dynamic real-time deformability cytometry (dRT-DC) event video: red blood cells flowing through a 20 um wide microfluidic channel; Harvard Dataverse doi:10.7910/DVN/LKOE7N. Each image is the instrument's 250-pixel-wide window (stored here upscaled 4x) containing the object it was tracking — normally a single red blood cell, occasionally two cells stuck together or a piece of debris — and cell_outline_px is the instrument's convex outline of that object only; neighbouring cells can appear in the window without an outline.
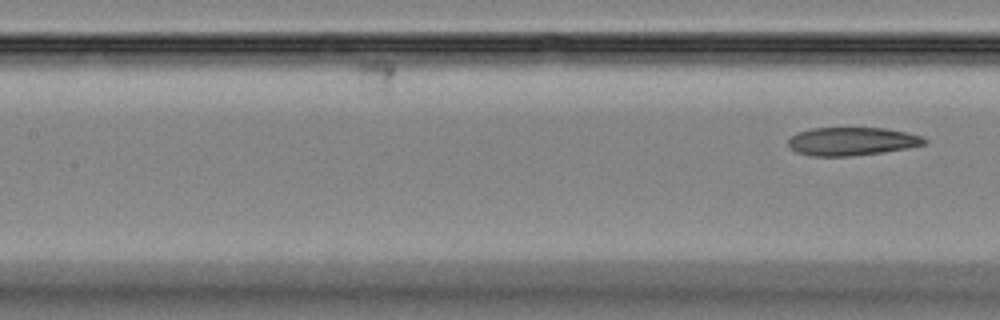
{"species": "Egyptian fruit bat (a non-hibernating species)", "species_latin": "Rousettus aegyptiacus", "temperature_condition": "room temperature", "stored_images_in_passage": 6, "camera_frame_rate_fps": 3000, "um_per_image_px": 0.085, "animal": {"sex": "female"}, "frame": {"image": 1, "passage_image": 6, "time_ms": 6.0, "image_size_px": [1000, 320], "cell_outline_px": [[928, 144], [908, 148], [884, 152], [852, 156], [808, 156], [796, 152], [788, 144], [788, 140], [796, 132], [812, 128], [884, 128], [908, 132], [920, 136], [928, 140]], "centroid_in_image_um": [72.43, 12.02], "position_along_channel_um": 135.0, "area_um2": 22.6}}